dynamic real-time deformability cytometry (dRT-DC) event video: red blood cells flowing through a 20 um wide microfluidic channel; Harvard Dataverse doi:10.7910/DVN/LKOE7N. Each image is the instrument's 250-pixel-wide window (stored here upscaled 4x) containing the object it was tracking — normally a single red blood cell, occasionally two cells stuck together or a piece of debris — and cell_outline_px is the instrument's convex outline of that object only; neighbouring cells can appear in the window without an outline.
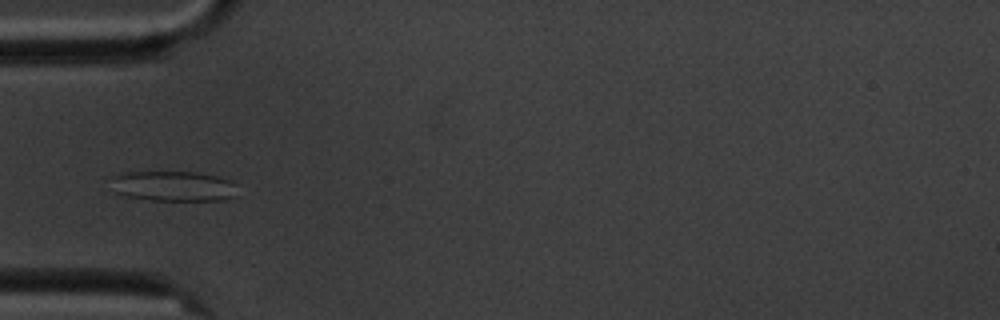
{"species": "common noctule bat (a hibernating species)", "species_latin": "Nyctalus noctula", "temperature_condition": "cold", "stored_images_in_passage": 5, "camera_frame_rate_fps": 3000, "um_per_image_px": 0.085, "animal": {"sex": "male", "body_mass_g": 20.1, "forearm_length_mm": 53.5}, "frame": {"image": 1, "passage_image": 5, "time_ms": 4.667, "image_size_px": [1000, 320], "cell_outline_px": [[236, 196], [224, 200], [152, 200], [128, 196], [116, 192], [108, 176], [120, 172], [196, 172], [216, 176], [232, 180], [236, 184]], "centroid_in_image_um": [14.73, 15.81], "position_along_channel_um": 70.3, "area_um2": 22.48}}